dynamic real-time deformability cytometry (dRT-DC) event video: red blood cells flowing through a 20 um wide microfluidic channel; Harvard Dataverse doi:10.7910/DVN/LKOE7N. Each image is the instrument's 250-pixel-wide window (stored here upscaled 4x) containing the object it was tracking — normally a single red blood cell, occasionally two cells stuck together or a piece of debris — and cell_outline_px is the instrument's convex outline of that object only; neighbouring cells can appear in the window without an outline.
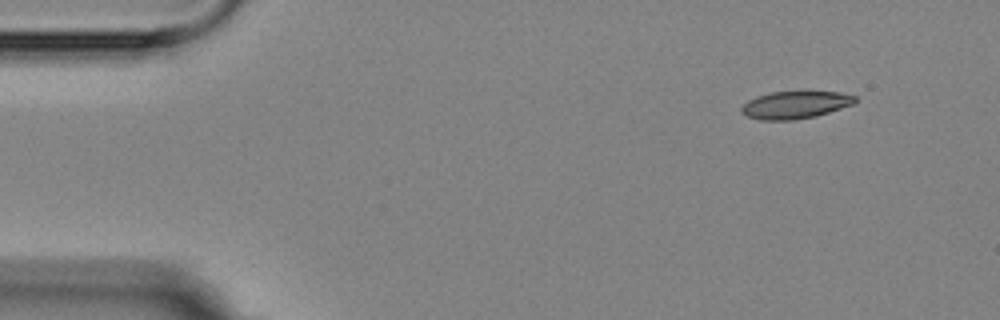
{"species": "Egyptian fruit bat (a non-hibernating species)", "species_latin": "Rousettus aegyptiacus", "temperature_condition": "room temperature", "stored_images_in_passage": 5, "camera_frame_rate_fps": 3000, "um_per_image_px": 0.085, "animal": {"sex": "female"}, "frame": {"image": 1, "passage_image": 1, "time_ms": 0.0, "image_size_px": [1000, 320], "cell_outline_px": [[856, 100], [852, 104], [816, 116], [792, 120], [760, 120], [748, 116], [740, 112], [740, 108], [748, 100], [756, 96], [768, 92], [808, 88], [840, 92], [856, 96]], "centroid_in_image_um": [67.59, 8.85], "position_along_channel_um": 17.4, "area_um2": 19.07}}
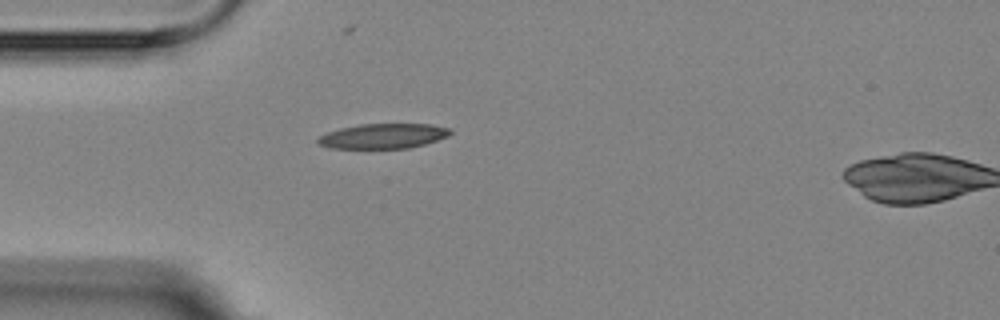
{"frame": {"image": 2, "passage_image": 4, "time_ms": 3.333, "image_size_px": [1000, 320], "cell_outline_px": [[452, 132], [448, 136], [424, 144], [408, 148], [328, 148], [320, 144], [316, 140], [320, 136], [328, 132], [340, 128], [360, 124], [432, 124], [448, 128]], "centroid_in_image_um": [32.56, 11.56], "position_along_channel_um": 52.4, "area_um2": 19.07}}